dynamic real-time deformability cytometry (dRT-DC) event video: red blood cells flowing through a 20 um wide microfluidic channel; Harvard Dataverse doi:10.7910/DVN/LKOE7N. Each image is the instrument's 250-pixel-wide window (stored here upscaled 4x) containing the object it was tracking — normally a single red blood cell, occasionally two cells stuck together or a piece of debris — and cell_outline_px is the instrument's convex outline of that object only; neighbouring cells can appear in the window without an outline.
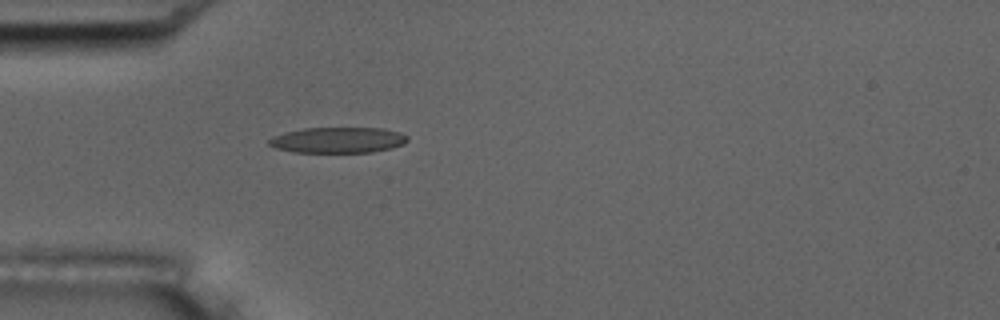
{"species": "common noctule bat (a hibernating species)", "species_latin": "Nyctalus noctula", "temperature_condition": "room temperature", "stored_images_in_passage": 54, "camera_frame_rate_fps": 3000, "um_per_image_px": 0.085, "animal": {"sex": "male", "body_mass_g": 17.5, "forearm_length_mm": 52.3}, "frame": {"image": 1, "passage_image": 16, "time_ms": 5.0, "image_size_px": [1000, 320], "cell_outline_px": [[408, 140], [404, 144], [392, 148], [372, 152], [292, 152], [276, 148], [268, 144], [268, 140], [272, 136], [284, 132], [304, 128], [384, 128], [400, 132], [408, 136]], "centroid_in_image_um": [28.73, 11.9], "position_along_channel_um": 56.3, "area_um2": 20.92}, "authors_computed_cell_mechanics": {"area_um2": 20.8369, "velocity_mm_per_s": 3.7523, "shape_relaxation_time_tau1_ms": 8.1541, "shape_relaxation_time_tau2_ms": 2.7038, "deformation_change_tau1": 0.2283, "deformation_change_tau2": 0.129}}